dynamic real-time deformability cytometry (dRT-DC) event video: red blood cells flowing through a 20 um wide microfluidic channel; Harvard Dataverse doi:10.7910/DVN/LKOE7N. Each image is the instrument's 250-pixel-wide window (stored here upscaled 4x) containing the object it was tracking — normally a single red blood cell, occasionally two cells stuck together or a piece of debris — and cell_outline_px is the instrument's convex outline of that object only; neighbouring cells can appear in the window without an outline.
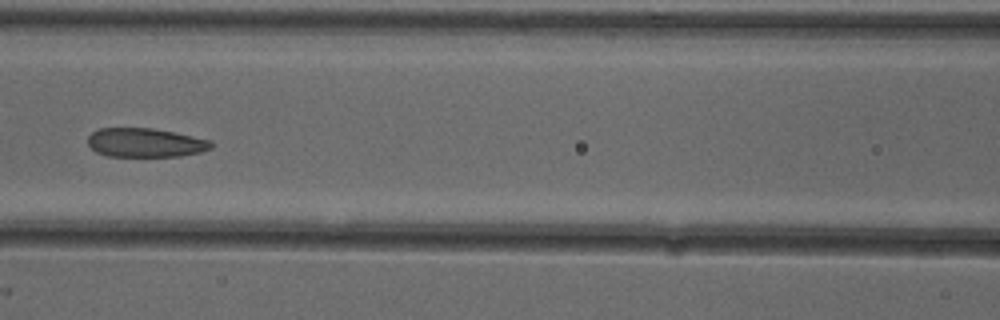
{"species": "common noctule bat (a hibernating species)", "species_latin": "Nyctalus noctula", "temperature_condition": "cold", "stored_images_in_passage": 7, "camera_frame_rate_fps": 3000, "um_per_image_px": 0.085, "animal": {"sex": "female"}, "frame": {"image": 1, "passage_image": 6, "time_ms": 1.667, "image_size_px": [1000, 320], "cell_outline_px": [[212, 148], [200, 152], [180, 156], [108, 156], [96, 152], [88, 144], [88, 136], [92, 132], [100, 128], [152, 128], [212, 140]], "centroid_in_image_um": [12.35, 12.12], "position_along_channel_um": 154.3, "area_um2": 20.75}}
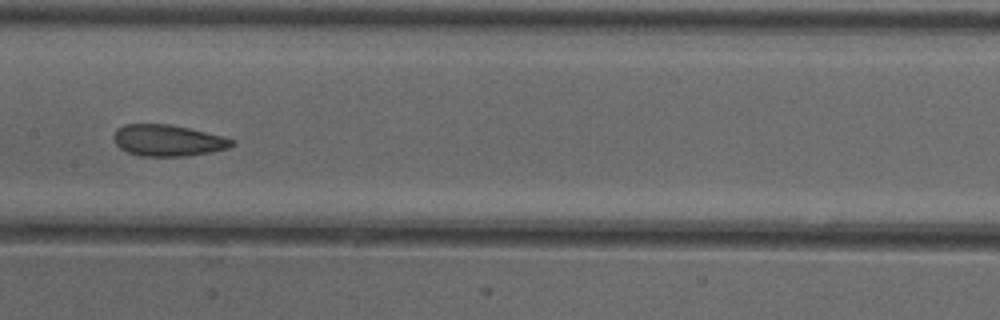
{"frame": {"image": 2, "passage_image": 7, "time_ms": 2.0, "image_size_px": [1000, 320], "cell_outline_px": [[236, 144], [228, 148], [212, 152], [184, 156], [140, 156], [128, 152], [120, 148], [112, 140], [112, 136], [116, 128], [124, 124], [168, 124], [188, 128], [236, 140]], "centroid_in_image_um": [14.23, 11.94], "position_along_channel_um": 193.2, "area_um2": 21.68}}